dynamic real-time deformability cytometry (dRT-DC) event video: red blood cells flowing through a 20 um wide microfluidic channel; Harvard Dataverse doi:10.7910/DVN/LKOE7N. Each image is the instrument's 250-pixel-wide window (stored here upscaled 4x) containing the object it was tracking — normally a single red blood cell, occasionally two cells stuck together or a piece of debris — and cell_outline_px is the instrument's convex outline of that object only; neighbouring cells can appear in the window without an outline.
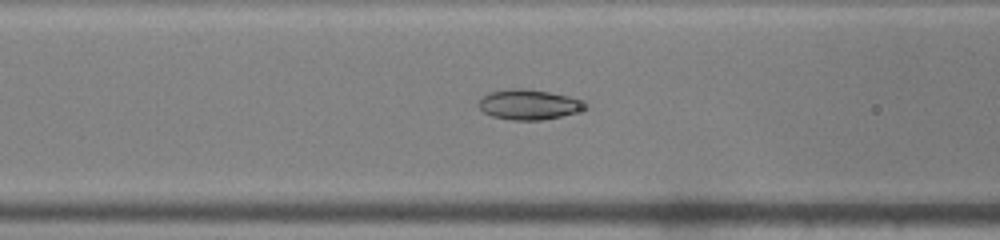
{"species": "common noctule bat (a hibernating species)", "species_latin": "Nyctalus noctula", "temperature_condition": "warm", "stored_images_in_passage": 40, "camera_frame_rate_fps": 3000, "um_per_image_px": 0.085, "animal": {"sex": "male", "body_mass_g": 19.0, "forearm_length_mm": 50.8}, "frame": {"image": 1, "passage_image": 12, "time_ms": 3.667, "image_size_px": [1000, 240], "cell_outline_px": [[588, 108], [560, 116], [540, 120], [512, 120], [492, 116], [484, 112], [476, 104], [484, 96], [492, 92], [508, 88], [524, 88], [548, 92], [588, 100]], "centroid_in_image_um": [44.99, 8.88], "position_along_channel_um": 121.6, "area_um2": 18.73}}
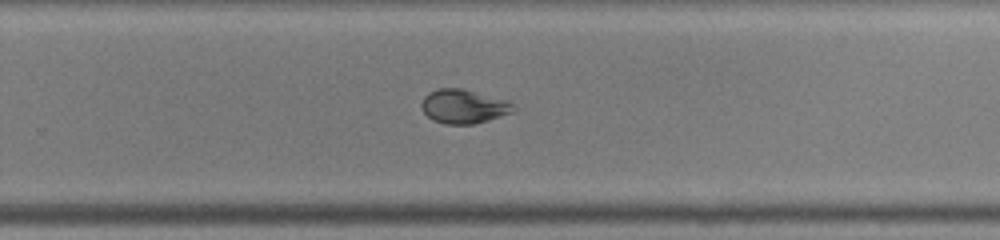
{"frame": {"image": 2, "passage_image": 24, "time_ms": 7.667, "image_size_px": [1000, 240], "cell_outline_px": [[516, 108], [512, 112], [488, 120], [472, 124], [448, 124], [432, 120], [424, 112], [420, 104], [424, 96], [428, 92], [436, 88], [460, 88], [504, 100], [512, 104]], "centroid_in_image_um": [39.35, 9.04], "position_along_channel_um": 290.5, "area_um2": 17.92}}
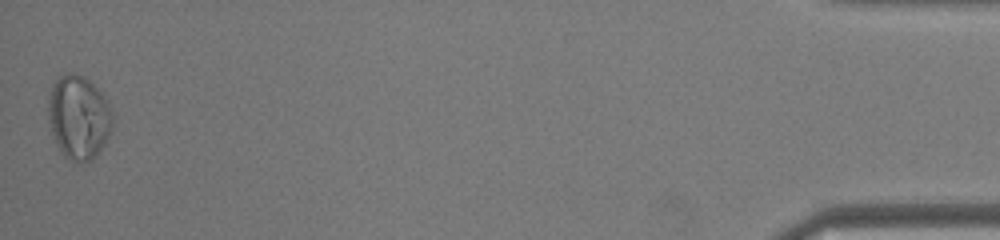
{"frame": {"image": 3, "passage_image": 40, "time_ms": 13.0, "image_size_px": [1000, 240], "cell_outline_px": [[112, 124], [108, 136], [104, 144], [92, 160], [80, 164], [64, 156], [56, 144], [48, 120], [48, 100], [52, 84], [60, 76], [68, 72], [72, 72], [84, 76], [108, 100], [112, 112]], "centroid_in_image_um": [6.67, 9.97], "position_along_channel_um": 428.5, "area_um2": 31.44}}